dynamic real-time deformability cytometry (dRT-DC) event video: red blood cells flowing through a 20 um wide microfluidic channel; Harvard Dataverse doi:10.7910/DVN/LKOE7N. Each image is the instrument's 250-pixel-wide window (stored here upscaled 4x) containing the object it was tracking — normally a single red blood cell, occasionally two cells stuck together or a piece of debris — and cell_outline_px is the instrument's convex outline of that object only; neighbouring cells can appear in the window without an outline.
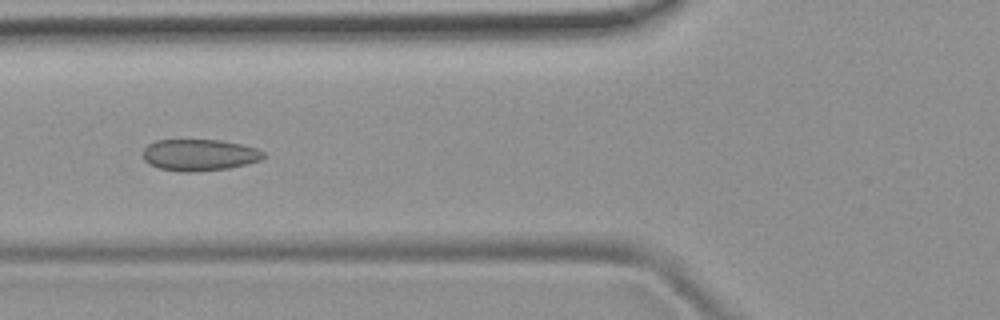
{"species": "common noctule bat (a hibernating species)", "species_latin": "Nyctalus noctula", "temperature_condition": "room temperature", "stored_images_in_passage": 6, "camera_frame_rate_fps": 3000, "um_per_image_px": 0.085, "animal": {"sex": "female", "body_mass_g": 19.9}, "frame": {"image": 1, "passage_image": 6, "time_ms": 5.667, "image_size_px": [1000, 320], "cell_outline_px": [[264, 156], [260, 160], [228, 168], [192, 172], [180, 172], [160, 168], [148, 164], [144, 160], [144, 148], [148, 144], [156, 140], [220, 140], [240, 144], [256, 148], [264, 152]], "centroid_in_image_um": [16.91, 13.17], "position_along_channel_um": 108.9, "area_um2": 22.02}}